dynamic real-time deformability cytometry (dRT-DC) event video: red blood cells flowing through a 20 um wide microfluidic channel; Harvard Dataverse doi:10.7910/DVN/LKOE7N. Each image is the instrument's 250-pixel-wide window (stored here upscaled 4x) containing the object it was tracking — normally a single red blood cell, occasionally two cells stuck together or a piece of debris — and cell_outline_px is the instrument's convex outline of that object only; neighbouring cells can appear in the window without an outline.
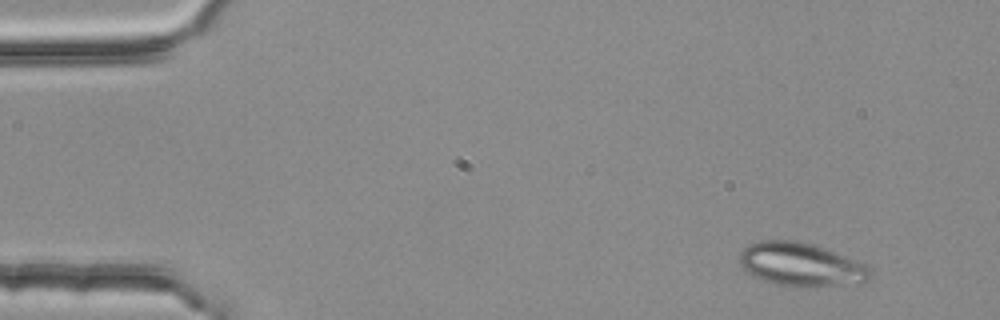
{"species": "common noctule bat (a hibernating species)", "species_latin": "Nyctalus noctula", "temperature_condition": "room temperature", "stored_images_in_passage": 3, "camera_frame_rate_fps": 3000, "um_per_image_px": 0.085, "animal": {"sex": "female", "body_mass_g": 25.1}, "frame": {"image": 1, "passage_image": 1, "time_ms": 0.0, "image_size_px": [1000, 320], "cell_outline_px": [[872, 276], [868, 280], [836, 284], [800, 288], [776, 284], [752, 276], [740, 264], [740, 252], [748, 244], [760, 240], [796, 240], [812, 244], [836, 252], [856, 260], [872, 268]], "centroid_in_image_um": [68.05, 22.47], "position_along_channel_um": 16.9, "area_um2": 32.95}}